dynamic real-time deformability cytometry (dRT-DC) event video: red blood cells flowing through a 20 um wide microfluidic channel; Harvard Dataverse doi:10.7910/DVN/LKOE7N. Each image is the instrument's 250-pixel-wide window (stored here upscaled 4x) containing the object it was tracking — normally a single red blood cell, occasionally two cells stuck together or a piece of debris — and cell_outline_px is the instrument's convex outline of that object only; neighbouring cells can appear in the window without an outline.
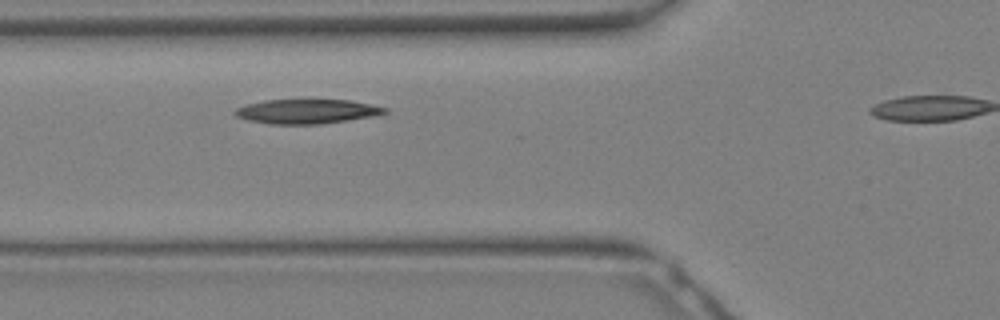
{"species": "Egyptian fruit bat (a non-hibernating species)", "species_latin": "Rousettus aegyptiacus", "temperature_condition": "warm", "stored_images_in_passage": 10, "segment_of_instrument_passage": [1, 2], "camera_frame_rate_fps": 3000, "um_per_image_px": 0.085, "animal": {"sex": "female"}, "frame": {"image": 1, "passage_image": 9, "time_ms": 2.667, "image_size_px": [1000, 320], "cell_outline_px": [[388, 112], [376, 116], [320, 124], [268, 124], [248, 120], [236, 116], [232, 112], [236, 108], [244, 104], [264, 100], [300, 96], [348, 100], [388, 108]], "centroid_in_image_um": [26.03, 9.41], "position_along_channel_um": 99.8, "area_um2": 22.6}}